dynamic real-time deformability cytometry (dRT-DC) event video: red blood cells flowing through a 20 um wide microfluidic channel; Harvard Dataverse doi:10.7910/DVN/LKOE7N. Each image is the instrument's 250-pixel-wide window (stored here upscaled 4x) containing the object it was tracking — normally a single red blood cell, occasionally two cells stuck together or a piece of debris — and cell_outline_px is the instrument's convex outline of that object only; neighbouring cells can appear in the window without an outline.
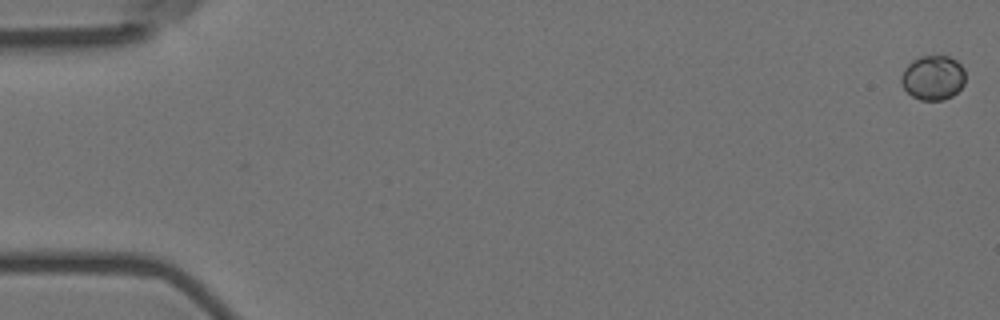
{"species": "Egyptian fruit bat (a non-hibernating species)", "species_latin": "Rousettus aegyptiacus", "temperature_condition": "room temperature", "stored_images_in_passage": 57, "camera_frame_rate_fps": 3000, "um_per_image_px": 0.085, "animal": {"sex": "female"}, "frame": {"image": 1, "passage_image": 1, "time_ms": 0.0, "image_size_px": [1000, 320], "cell_outline_px": [[964, 84], [952, 96], [944, 100], [920, 100], [912, 96], [904, 88], [900, 80], [900, 76], [904, 68], [912, 60], [920, 56], [948, 56], [956, 60], [964, 68]], "centroid_in_image_um": [79.29, 6.6], "position_along_channel_um": 5.7, "area_um2": 16.7}}
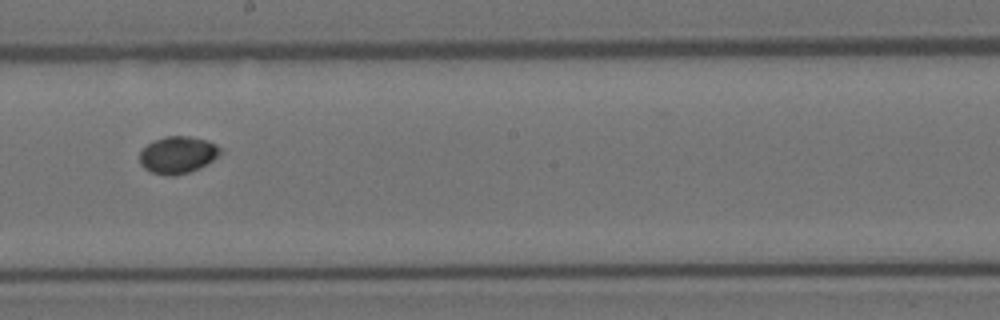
{"frame": {"image": 2, "passage_image": 33, "time_ms": 10.667, "image_size_px": [1000, 320], "cell_outline_px": [[224, 152], [212, 160], [188, 172], [172, 176], [168, 176], [152, 172], [144, 168], [140, 164], [140, 152], [148, 144], [156, 140], [168, 136], [188, 136], [208, 140], [220, 148]], "centroid_in_image_um": [15.11, 13.16], "position_along_channel_um": 233.1, "area_um2": 17.11}}
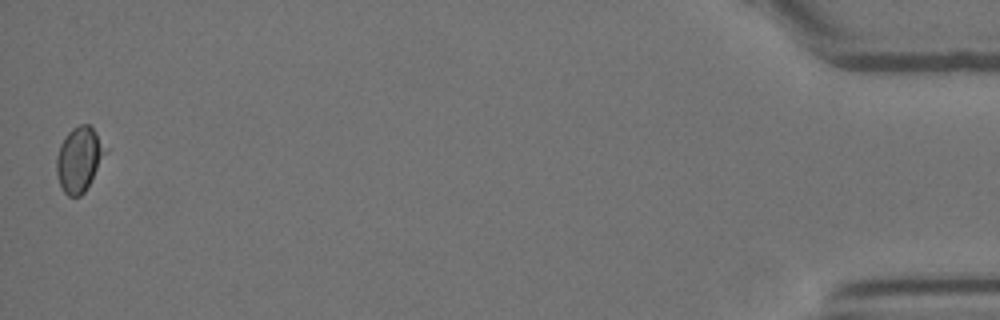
{"frame": {"image": 3, "passage_image": 57, "time_ms": 18.667, "image_size_px": [1000, 320], "cell_outline_px": [[108, 148], [84, 192], [80, 196], [68, 196], [64, 192], [60, 184], [56, 172], [56, 156], [60, 144], [68, 132], [72, 128], [80, 124], [88, 124], [96, 132]], "centroid_in_image_um": [6.71, 13.51], "position_along_channel_um": 428.5, "area_um2": 18.21}}